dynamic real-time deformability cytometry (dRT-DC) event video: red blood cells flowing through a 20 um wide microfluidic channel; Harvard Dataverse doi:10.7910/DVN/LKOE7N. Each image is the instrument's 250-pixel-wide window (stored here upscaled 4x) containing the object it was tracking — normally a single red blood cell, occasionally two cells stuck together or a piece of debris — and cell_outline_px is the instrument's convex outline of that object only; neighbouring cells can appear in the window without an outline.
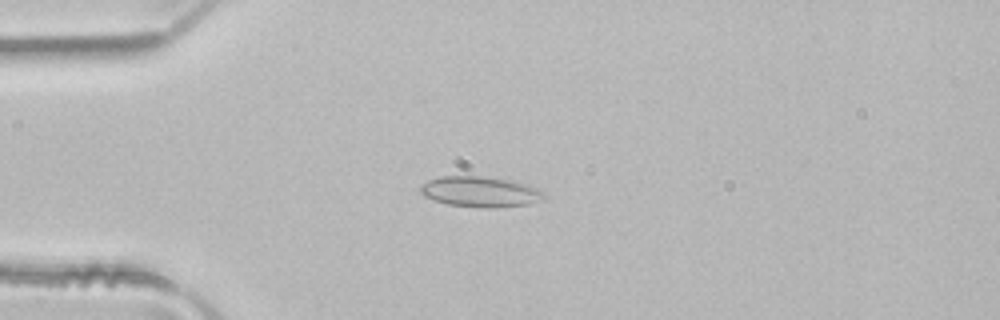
{"species": "common noctule bat (a hibernating species)", "species_latin": "Nyctalus noctula", "temperature_condition": "room temperature", "stored_images_in_passage": 4, "camera_frame_rate_fps": 3000, "um_per_image_px": 0.085, "animal": {"sex": "male", "body_mass_g": 21.5, "forearm_length_mm": 52.0}, "frame": {"image": 1, "passage_image": 3, "time_ms": 0.667, "image_size_px": [1000, 320], "cell_outline_px": [[544, 196], [540, 200], [528, 204], [496, 208], [480, 208], [448, 204], [424, 196], [420, 192], [420, 184], [428, 180], [440, 176], [480, 176], [508, 180], [528, 184], [544, 192]], "centroid_in_image_um": [40.79, 16.3], "position_along_channel_um": 44.2, "area_um2": 21.96}}
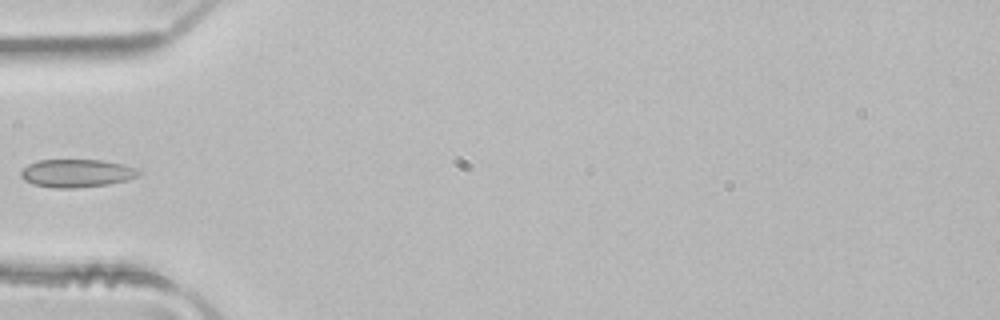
{"frame": {"image": 2, "passage_image": 4, "time_ms": 1.0, "image_size_px": [1000, 320], "cell_outline_px": [[140, 172], [136, 176], [128, 180], [108, 184], [72, 188], [52, 188], [32, 184], [24, 180], [20, 176], [20, 172], [28, 164], [36, 160], [100, 160], [120, 164], [136, 168]], "centroid_in_image_um": [6.46, 14.73], "position_along_channel_um": 78.5, "area_um2": 19.13}}